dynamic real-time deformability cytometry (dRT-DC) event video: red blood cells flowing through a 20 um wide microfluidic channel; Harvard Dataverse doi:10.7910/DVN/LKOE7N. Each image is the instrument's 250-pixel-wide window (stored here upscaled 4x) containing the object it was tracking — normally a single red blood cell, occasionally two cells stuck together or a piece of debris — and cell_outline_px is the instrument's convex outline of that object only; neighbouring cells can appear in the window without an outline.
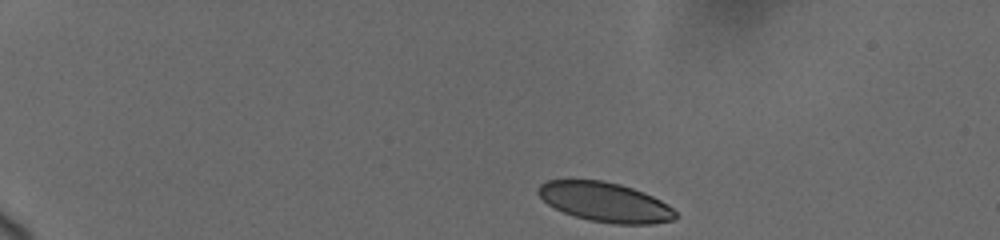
{"species": "human", "species_latin": "Homo sapiens", "temperature_condition": "cold", "stored_images_in_passage": 23, "camera_frame_rate_fps": 3000, "um_per_image_px": 0.085, "donor": {"sex": "female"}, "frame": {"image": 1, "passage_image": 1, "time_ms": 0.0, "image_size_px": [1000, 240], "cell_outline_px": [[676, 220], [652, 224], [612, 224], [588, 220], [564, 212], [548, 204], [536, 192], [536, 188], [540, 184], [548, 180], [600, 180], [620, 184], [644, 192], [668, 204], [676, 212]], "centroid_in_image_um": [51.45, 17.18], "position_along_channel_um": 33.6, "area_um2": 31.62}}
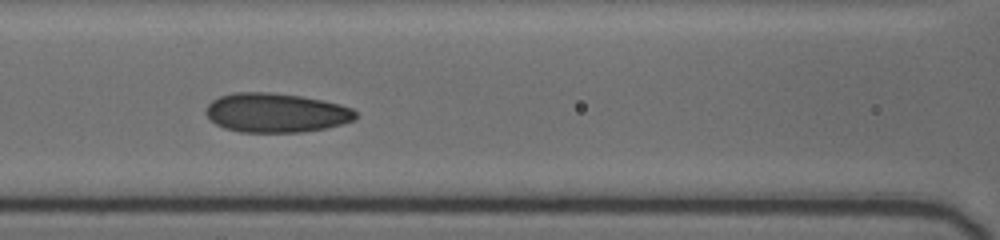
{"frame": {"image": 2, "passage_image": 17, "time_ms": 5.667, "image_size_px": [1000, 240], "cell_outline_px": [[356, 120], [324, 128], [300, 132], [240, 132], [224, 128], [216, 124], [204, 112], [208, 104], [212, 100], [220, 96], [232, 92], [268, 92], [300, 96], [340, 104], [352, 108], [356, 112]], "centroid_in_image_um": [23.44, 9.58], "position_along_channel_um": 143.2, "area_um2": 34.16}}
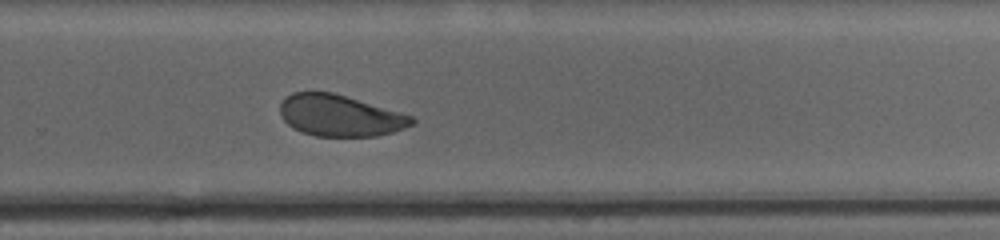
{"frame": {"image": 3, "passage_image": 23, "time_ms": 10.0, "image_size_px": [1000, 240], "cell_outline_px": [[416, 120], [412, 124], [404, 128], [392, 132], [376, 136], [316, 136], [300, 132], [292, 128], [280, 116], [280, 104], [292, 92], [332, 92], [412, 116]], "centroid_in_image_um": [28.86, 9.84], "position_along_channel_um": 300.9, "area_um2": 31.5}}